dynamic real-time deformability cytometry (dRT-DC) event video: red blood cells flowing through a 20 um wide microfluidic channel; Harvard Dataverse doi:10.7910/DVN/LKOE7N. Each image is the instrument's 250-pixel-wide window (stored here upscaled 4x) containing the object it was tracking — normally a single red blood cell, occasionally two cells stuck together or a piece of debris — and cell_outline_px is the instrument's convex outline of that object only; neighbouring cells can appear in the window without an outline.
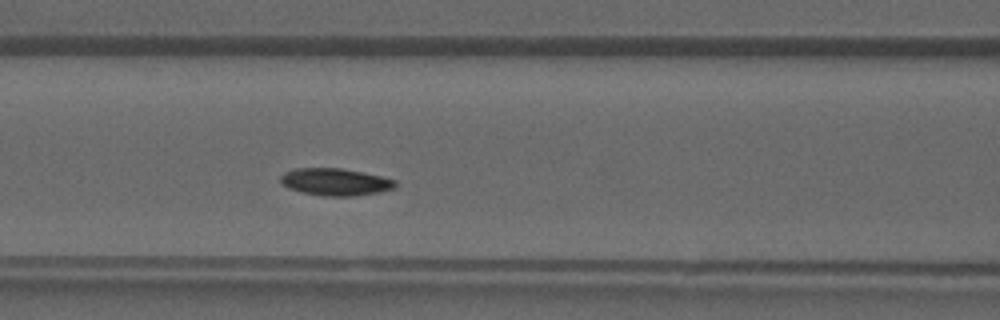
{"species": "common noctule bat (a hibernating species)", "species_latin": "Nyctalus noctula", "temperature_condition": "warm", "stored_images_in_passage": 35, "camera_frame_rate_fps": 3000, "um_per_image_px": 0.085, "animal": {"sex": "male", "forearm_length_mm": 52.5}, "frame": {"image": 1, "passage_image": 12, "time_ms": 3.667, "image_size_px": [1000, 320], "cell_outline_px": [[396, 184], [392, 188], [380, 192], [356, 196], [320, 196], [288, 188], [280, 184], [280, 176], [284, 172], [296, 168], [344, 168], [364, 172], [396, 180]], "centroid_in_image_um": [28.47, 15.46], "position_along_channel_um": 138.1, "area_um2": 18.32}}
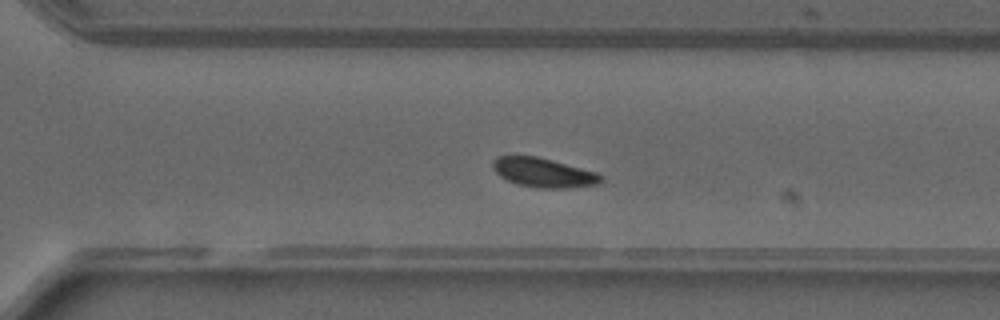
{"frame": {"image": 2, "passage_image": 23, "time_ms": 7.333, "image_size_px": [1000, 320], "cell_outline_px": [[604, 180], [600, 184], [564, 188], [536, 188], [516, 184], [500, 176], [492, 168], [492, 160], [500, 156], [512, 152], [536, 156], [552, 160], [596, 172], [604, 176]], "centroid_in_image_um": [46.14, 14.64], "position_along_channel_um": 324.5, "area_um2": 19.02}}
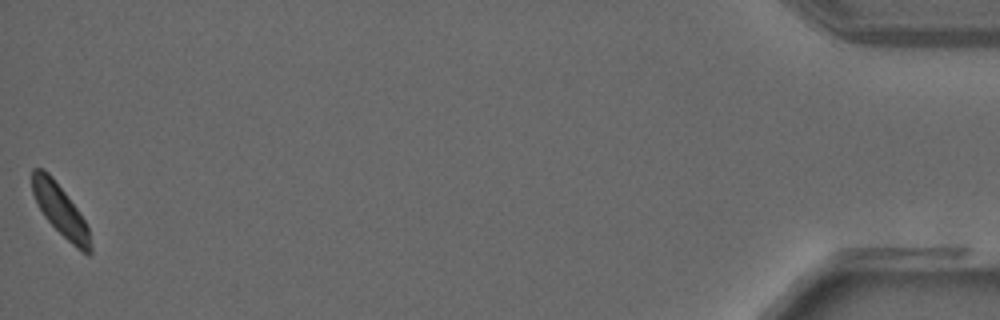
{"frame": {"image": 3, "passage_image": 35, "time_ms": 11.333, "image_size_px": [1000, 320], "cell_outline_px": [[92, 252], [88, 256], [80, 252], [44, 216], [32, 192], [32, 168], [44, 168], [52, 176], [80, 212], [88, 228], [92, 248]], "centroid_in_image_um": [5.15, 17.88], "position_along_channel_um": 430.1, "area_um2": 17.22}}